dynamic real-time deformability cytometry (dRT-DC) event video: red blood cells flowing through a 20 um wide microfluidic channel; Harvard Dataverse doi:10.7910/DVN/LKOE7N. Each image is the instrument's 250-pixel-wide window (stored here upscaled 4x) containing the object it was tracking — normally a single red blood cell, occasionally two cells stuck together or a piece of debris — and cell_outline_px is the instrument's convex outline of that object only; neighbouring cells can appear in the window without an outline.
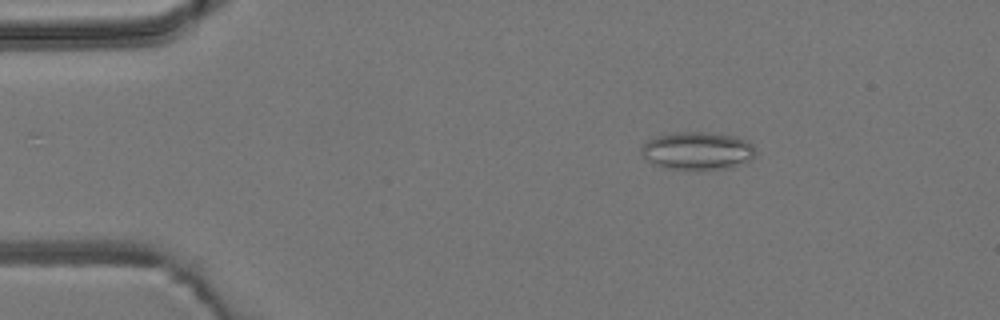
{"species": "common noctule bat (a hibernating species)", "species_latin": "Nyctalus noctula", "temperature_condition": "room temperature", "stored_images_in_passage": 4, "camera_frame_rate_fps": 3000, "um_per_image_px": 0.085, "animal": {"sex": "male", "body_mass_g": 19.2, "forearm_length_mm": 51.8}, "frame": {"image": 1, "passage_image": 2, "time_ms": 1.333, "image_size_px": [1000, 320], "cell_outline_px": [[756, 152], [748, 160], [728, 168], [700, 172], [664, 168], [652, 164], [640, 152], [640, 148], [648, 140], [656, 136], [676, 132], [704, 132], [736, 136], [748, 140], [752, 144]], "centroid_in_image_um": [59.25, 12.85], "position_along_channel_um": 25.7, "area_um2": 25.72}}